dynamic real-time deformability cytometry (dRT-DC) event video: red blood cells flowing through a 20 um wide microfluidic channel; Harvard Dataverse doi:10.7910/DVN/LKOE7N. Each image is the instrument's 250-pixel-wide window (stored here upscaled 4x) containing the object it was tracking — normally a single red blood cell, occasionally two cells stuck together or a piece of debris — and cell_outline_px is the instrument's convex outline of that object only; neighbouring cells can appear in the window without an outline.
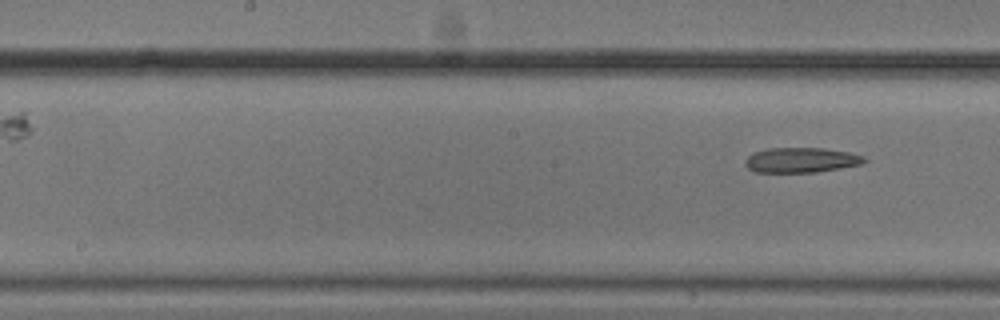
{"species": "common noctule bat (a hibernating species)", "species_latin": "Nyctalus noctula", "temperature_condition": "cold", "stored_images_in_passage": 10, "camera_frame_rate_fps": 3000, "um_per_image_px": 0.085, "animal": {"sex": "male", "body_mass_g": 20.5, "forearm_length_mm": 52.5}, "frame": {"image": 1, "passage_image": 10, "time_ms": 3.0, "image_size_px": [1000, 320], "cell_outline_px": [[868, 160], [864, 164], [816, 172], [756, 172], [748, 168], [744, 164], [744, 160], [752, 152], [768, 148], [824, 148], [848, 152], [864, 156]], "centroid_in_image_um": [68.1, 13.6], "position_along_channel_um": 180.1, "area_um2": 17.51}}